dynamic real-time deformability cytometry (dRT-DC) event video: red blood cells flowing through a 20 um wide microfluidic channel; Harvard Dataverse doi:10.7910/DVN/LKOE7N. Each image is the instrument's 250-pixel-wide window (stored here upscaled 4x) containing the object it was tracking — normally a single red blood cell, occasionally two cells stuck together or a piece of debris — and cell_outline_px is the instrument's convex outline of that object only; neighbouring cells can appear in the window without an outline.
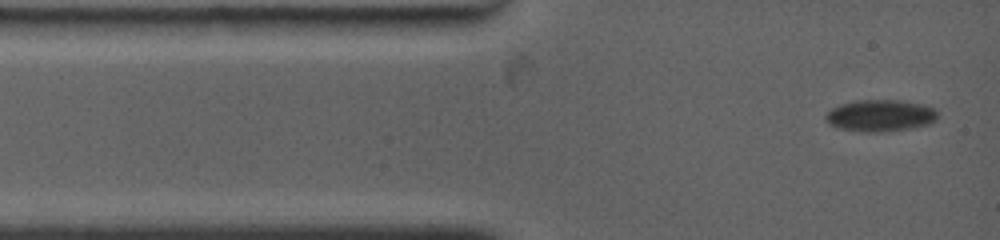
{"species": "common noctule bat (a hibernating species)", "species_latin": "Nyctalus noctula", "temperature_condition": "warm", "stored_images_in_passage": 38, "camera_frame_rate_fps": 4500, "um_per_image_px": 0.085, "animal": {"sex": "female", "body_mass_g": 19.0, "forearm_length_mm": 53.3}, "frame": {"image": 1, "passage_image": 1, "time_ms": 0.0, "image_size_px": [1000, 240], "cell_outline_px": [[936, 120], [928, 124], [908, 128], [872, 132], [868, 132], [840, 128], [832, 124], [824, 116], [832, 108], [840, 104], [852, 100], [904, 100], [924, 104], [932, 108], [936, 112]], "centroid_in_image_um": [74.83, 9.79], "position_along_channel_um": 10.2, "area_um2": 20.35}}
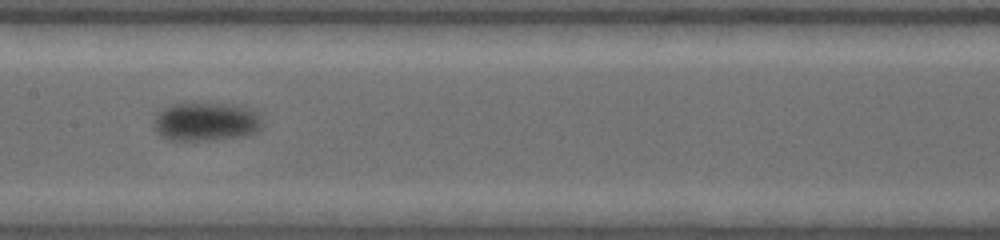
{"frame": {"image": 2, "passage_image": 15, "time_ms": 6.222, "image_size_px": [1000, 240], "cell_outline_px": [[260, 128], [252, 132], [240, 136], [208, 140], [168, 140], [156, 132], [152, 124], [156, 116], [164, 108], [172, 104], [244, 104], [260, 120]], "centroid_in_image_um": [17.43, 10.34], "position_along_channel_um": 190.0, "area_um2": 23.87}}
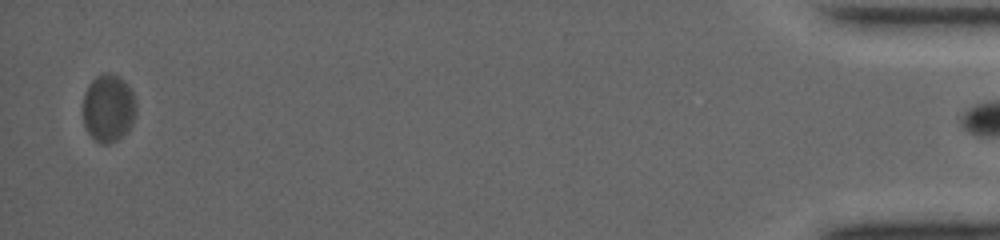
{"frame": {"image": 3, "passage_image": 37, "time_ms": 17.111, "image_size_px": [1000, 240], "cell_outline_px": [[136, 116], [128, 132], [116, 140], [108, 144], [100, 144], [88, 132], [84, 124], [84, 92], [88, 84], [96, 76], [104, 72], [108, 72], [120, 76], [128, 84], [136, 100]], "centroid_in_image_um": [9.24, 9.17], "position_along_channel_um": 426.0, "area_um2": 21.27}, "authors_computed_cell_mechanics": {"area_um2": 22.8021, "velocity_mm_per_s": 3.4972, "shape_relaxation_time_tau1_ms": 3.1109, "shape_relaxation_time_tau2_ms": null, "deformation_change_tau1": 0.062, "deformation_change_tau2": null}}